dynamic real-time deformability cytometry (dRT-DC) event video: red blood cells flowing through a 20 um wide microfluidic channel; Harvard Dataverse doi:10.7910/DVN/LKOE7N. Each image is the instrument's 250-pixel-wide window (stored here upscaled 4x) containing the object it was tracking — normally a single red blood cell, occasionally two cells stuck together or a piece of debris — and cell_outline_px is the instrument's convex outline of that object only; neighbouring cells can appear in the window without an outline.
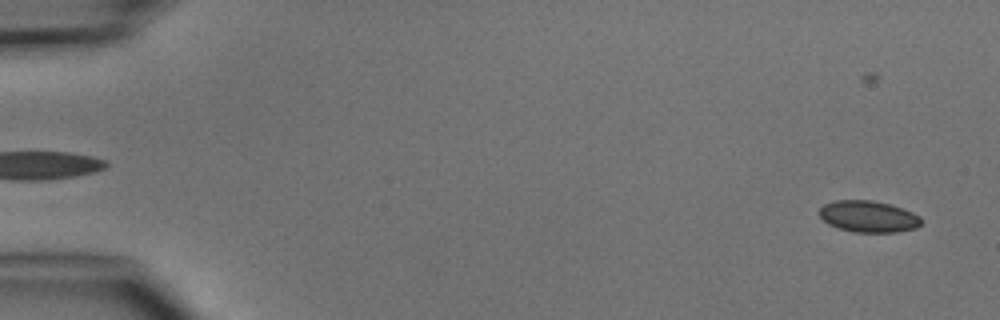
{"species": "common noctule bat (a hibernating species)", "species_latin": "Nyctalus noctula", "temperature_condition": "cold", "stored_images_in_passage": 4, "segment_of_instrument_passage": [2, 2], "camera_frame_rate_fps": 3000, "um_per_image_px": 0.085, "animal": {"sex": "male", "body_mass_g": 15.6}, "frame": {"image": 1, "passage_image": 4, "time_ms": 3.667, "image_size_px": [1000, 320], "cell_outline_px": [[920, 224], [916, 228], [896, 232], [856, 232], [840, 228], [828, 224], [820, 216], [820, 208], [824, 204], [836, 200], [872, 200], [888, 204], [912, 212], [920, 216]], "centroid_in_image_um": [73.8, 18.4], "position_along_channel_um": 11.2, "area_um2": 18.44}}